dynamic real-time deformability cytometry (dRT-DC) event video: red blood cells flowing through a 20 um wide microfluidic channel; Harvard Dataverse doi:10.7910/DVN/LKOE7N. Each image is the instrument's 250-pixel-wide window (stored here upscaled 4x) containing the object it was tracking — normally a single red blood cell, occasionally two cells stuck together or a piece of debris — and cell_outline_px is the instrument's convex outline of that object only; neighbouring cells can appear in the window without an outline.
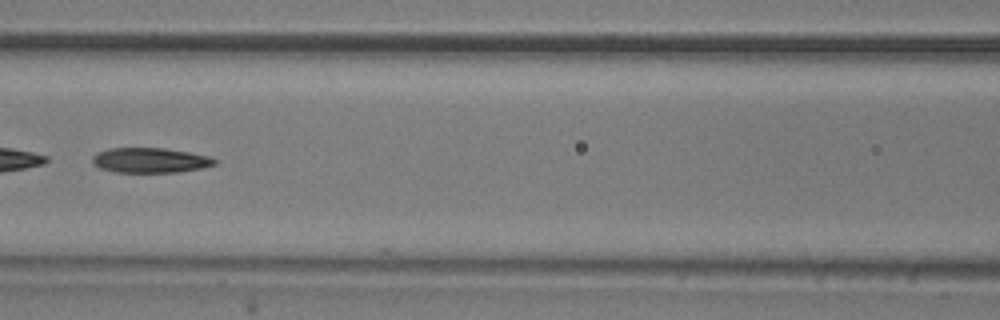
{"species": "common noctule bat (a hibernating species)", "species_latin": "Nyctalus noctula", "temperature_condition": "room temperature", "stored_images_in_passage": 50, "segment_of_instrument_passage": [2, 2], "camera_frame_rate_fps": 3000, "um_per_image_px": 0.085, "animal": {"sex": "male", "body_mass_g": 20.5, "forearm_length_mm": 52.5}, "frame": {"image": 1, "passage_image": 21, "time_ms": 6.667, "image_size_px": [1000, 320], "cell_outline_px": [[216, 164], [200, 168], [180, 172], [116, 172], [100, 168], [92, 164], [92, 156], [96, 152], [108, 148], [164, 148], [188, 152], [208, 156], [216, 160]], "centroid_in_image_um": [12.71, 13.62], "position_along_channel_um": 153.9, "area_um2": 17.8}}
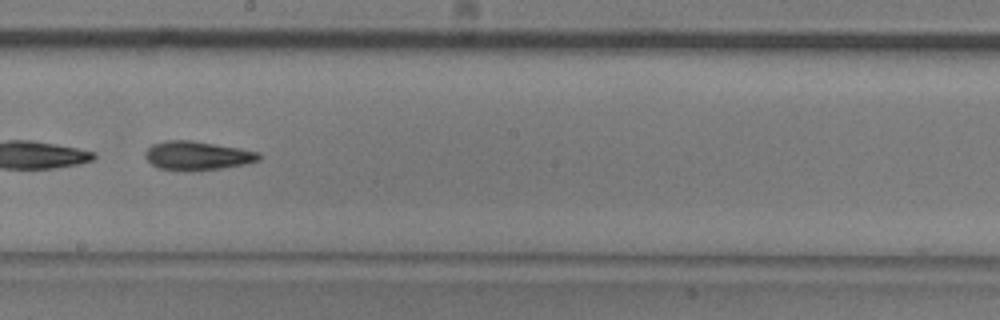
{"frame": {"image": 2, "passage_image": 27, "time_ms": 8.667, "image_size_px": [1000, 320], "cell_outline_px": [[264, 156], [260, 160], [244, 164], [220, 168], [160, 168], [152, 164], [144, 156], [144, 152], [152, 144], [164, 140], [192, 140], [240, 148], [260, 152]], "centroid_in_image_um": [16.82, 13.17], "position_along_channel_um": 231.4, "area_um2": 18.5}}